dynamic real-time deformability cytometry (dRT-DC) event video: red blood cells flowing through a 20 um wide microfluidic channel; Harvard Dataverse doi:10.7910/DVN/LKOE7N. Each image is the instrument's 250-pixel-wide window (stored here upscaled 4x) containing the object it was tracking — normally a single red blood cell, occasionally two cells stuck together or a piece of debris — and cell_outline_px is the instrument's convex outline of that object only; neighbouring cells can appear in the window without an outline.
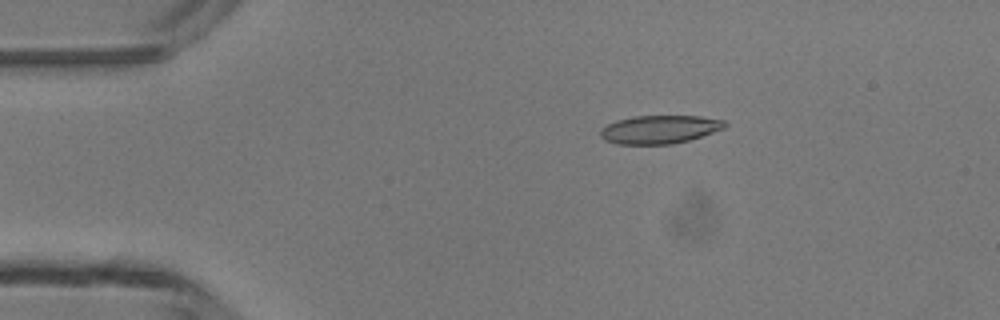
{"species": "common noctule bat (a hibernating species)", "species_latin": "Nyctalus noctula", "temperature_condition": "room temperature", "stored_images_in_passage": 2, "camera_frame_rate_fps": 3000, "um_per_image_px": 0.085, "animal": {"sex": "male", "body_mass_g": 13.3}, "frame": {"image": 1, "passage_image": 1, "time_ms": 0.0, "image_size_px": [1000, 320], "cell_outline_px": [[728, 124], [724, 128], [688, 140], [672, 144], [616, 144], [604, 140], [600, 136], [600, 128], [616, 120], [632, 116], [700, 116], [724, 120]], "centroid_in_image_um": [56.02, 10.99], "position_along_channel_um": 29.0, "area_um2": 20.52}}